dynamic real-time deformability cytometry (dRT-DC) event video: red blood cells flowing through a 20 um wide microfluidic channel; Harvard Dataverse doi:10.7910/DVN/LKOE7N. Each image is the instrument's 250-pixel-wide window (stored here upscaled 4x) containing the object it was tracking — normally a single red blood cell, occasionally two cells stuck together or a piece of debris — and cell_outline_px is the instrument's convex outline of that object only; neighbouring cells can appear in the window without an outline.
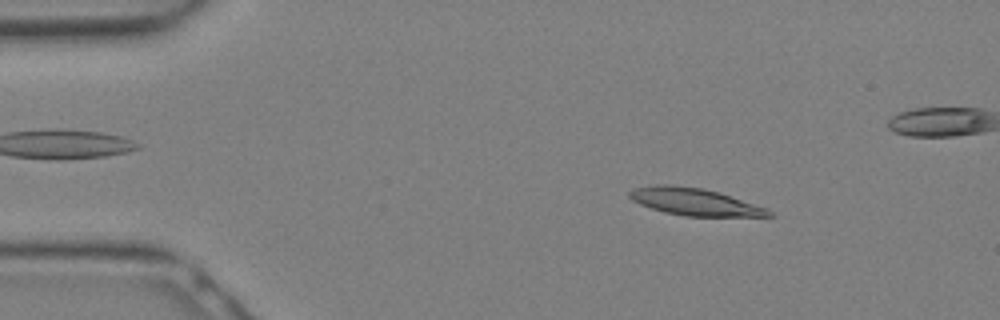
{"species": "Egyptian fruit bat (a non-hibernating species)", "species_latin": "Rousettus aegyptiacus", "temperature_condition": "warm", "stored_images_in_passage": 10, "camera_frame_rate_fps": 3000, "um_per_image_px": 0.085, "animal": {"sex": "female"}, "frame": {"image": 1, "passage_image": 4, "time_ms": 1.0, "image_size_px": [1000, 320], "cell_outline_px": [[776, 216], [684, 216], [664, 212], [640, 204], [632, 200], [628, 196], [628, 192], [636, 188], [652, 184], [672, 184], [704, 188], [720, 192], [768, 208]], "centroid_in_image_um": [59.05, 17.14], "position_along_channel_um": 25.9, "area_um2": 22.31}}
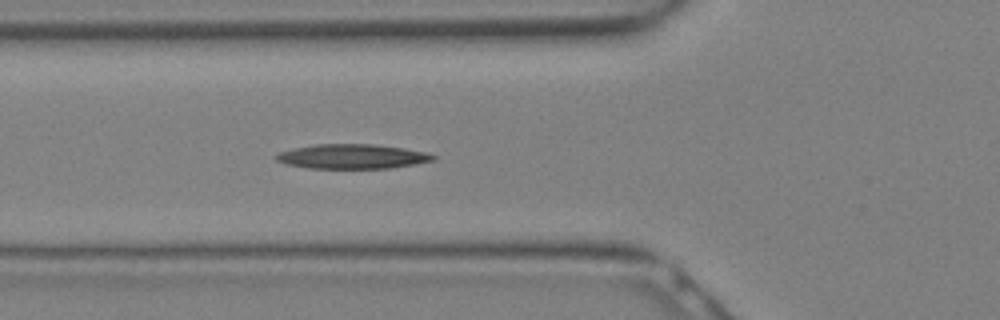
{"frame": {"image": 2, "passage_image": 10, "time_ms": 3.0, "image_size_px": [1000, 320], "cell_outline_px": [[436, 160], [416, 164], [388, 168], [308, 168], [288, 164], [276, 160], [276, 156], [280, 152], [296, 148], [316, 144], [372, 144], [404, 148], [428, 152], [436, 156]], "centroid_in_image_um": [30.01, 13.3], "position_along_channel_um": 95.8, "area_um2": 22.31}}